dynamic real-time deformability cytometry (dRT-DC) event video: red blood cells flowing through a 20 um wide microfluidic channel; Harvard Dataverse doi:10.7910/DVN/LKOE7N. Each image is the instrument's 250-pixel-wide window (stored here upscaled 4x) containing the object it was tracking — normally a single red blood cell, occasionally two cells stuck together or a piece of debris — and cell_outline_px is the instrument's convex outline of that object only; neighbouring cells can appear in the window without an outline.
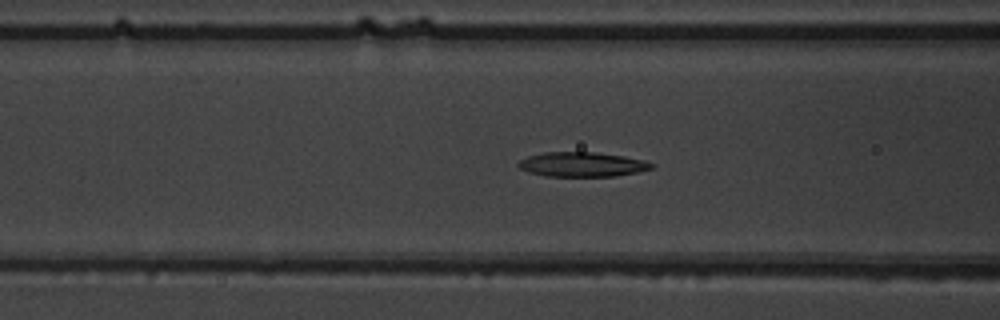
{"species": "common noctule bat (a hibernating species)", "species_latin": "Nyctalus noctula", "temperature_condition": "warm", "stored_images_in_passage": 50, "camera_frame_rate_fps": 3000, "um_per_image_px": 0.085, "animal": {"sex": "male", "body_mass_g": 19.5, "forearm_length_mm": 54.6}, "frame": {"image": 1, "passage_image": 20, "time_ms": 6.333, "image_size_px": [1000, 320], "cell_outline_px": [[656, 168], [616, 176], [544, 176], [528, 172], [520, 168], [516, 164], [520, 160], [528, 156], [544, 152], [596, 152], [624, 156], [644, 160], [656, 164]], "centroid_in_image_um": [49.51, 13.97], "position_along_channel_um": 117.1, "area_um2": 19.25}}
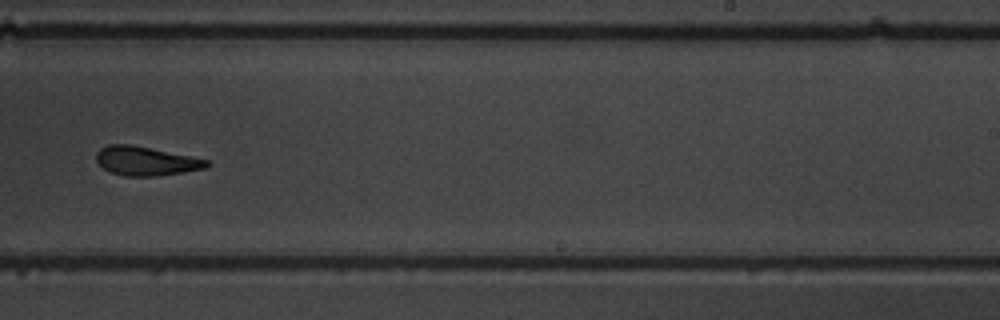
{"frame": {"image": 2, "passage_image": 32, "time_ms": 10.333, "image_size_px": [1000, 320], "cell_outline_px": [[212, 164], [204, 168], [156, 176], [124, 176], [112, 172], [104, 168], [96, 160], [96, 152], [100, 148], [108, 144], [132, 144], [192, 156], [208, 160]], "centroid_in_image_um": [12.39, 13.67], "position_along_channel_um": 276.6, "area_um2": 18.61}}
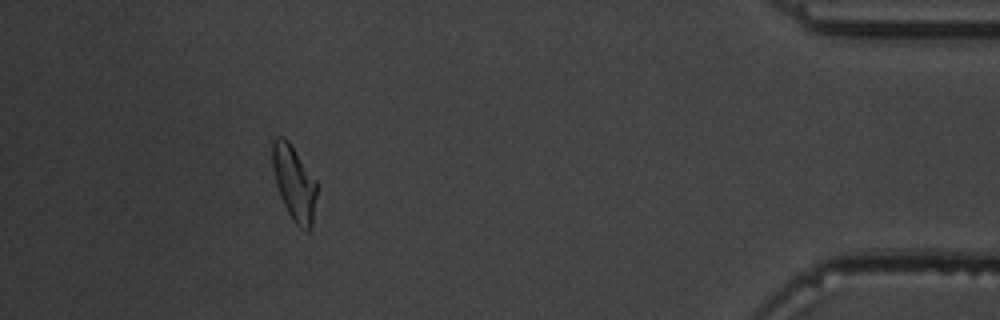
{"frame": {"image": 3, "passage_image": 46, "time_ms": 15.0, "image_size_px": [1000, 320], "cell_outline_px": [[316, 196], [312, 224], [308, 232], [300, 228], [292, 220], [280, 196], [276, 184], [272, 168], [272, 140], [276, 136], [284, 136], [288, 140], [316, 180]], "centroid_in_image_um": [24.98, 15.53], "position_along_channel_um": 410.2, "area_um2": 19.31}, "authors_computed_cell_mechanics": {"area_um2": 19.3919, "velocity_mm_per_s": 4.001, "shape_relaxation_time_tau1_ms": 3.4834, "shape_relaxation_time_tau2_ms": 3.7902, "deformation_change_tau1": 0.1879, "deformation_change_tau2": 0.1373}}